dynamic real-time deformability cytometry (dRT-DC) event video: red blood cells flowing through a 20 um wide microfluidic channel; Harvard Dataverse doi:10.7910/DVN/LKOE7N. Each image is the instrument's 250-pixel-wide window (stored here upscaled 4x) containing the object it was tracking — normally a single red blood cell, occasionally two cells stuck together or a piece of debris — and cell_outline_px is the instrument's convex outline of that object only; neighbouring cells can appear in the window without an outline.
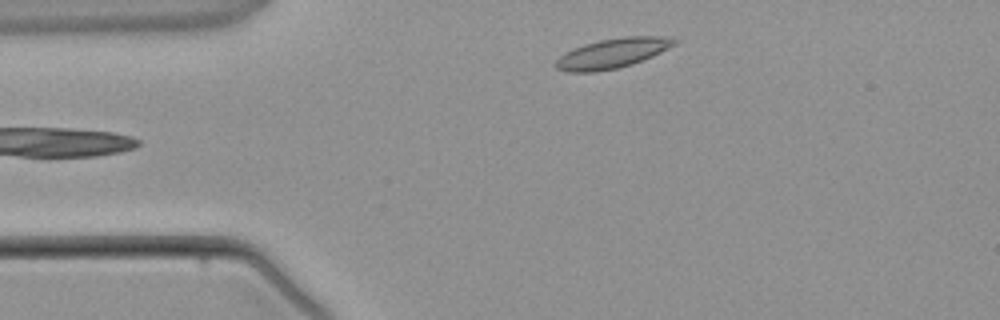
{"species": "common noctule bat (a hibernating species)", "species_latin": "Nyctalus noctula", "temperature_condition": "warm", "stored_images_in_passage": 3, "camera_frame_rate_fps": 3000, "um_per_image_px": 0.085, "animal": {"sex": "male", "body_mass_g": 21.5, "forearm_length_mm": 52.0}, "frame": {"image": 1, "passage_image": 3, "time_ms": 2.333, "image_size_px": [1000, 320], "cell_outline_px": [[680, 40], [676, 44], [652, 56], [632, 64], [616, 68], [596, 72], [568, 72], [556, 68], [556, 60], [560, 56], [572, 48], [584, 44], [600, 40], [624, 36], [664, 36]], "centroid_in_image_um": [52.06, 4.52], "position_along_channel_um": 32.9, "area_um2": 20.52}}